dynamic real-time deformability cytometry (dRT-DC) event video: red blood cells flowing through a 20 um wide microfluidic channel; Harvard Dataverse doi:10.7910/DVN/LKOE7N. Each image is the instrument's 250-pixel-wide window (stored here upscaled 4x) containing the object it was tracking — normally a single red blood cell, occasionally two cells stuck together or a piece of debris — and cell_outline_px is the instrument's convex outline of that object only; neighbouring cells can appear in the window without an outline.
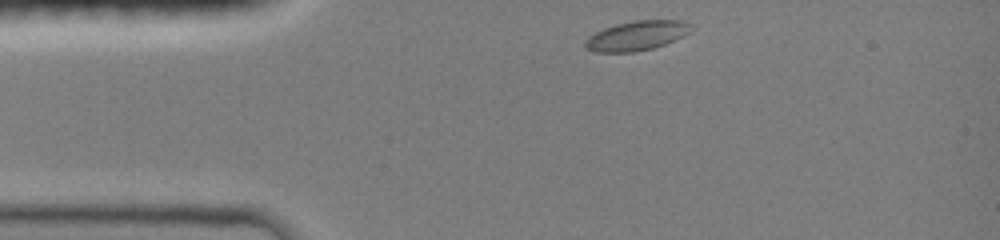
{"species": "common noctule bat (a hibernating species)", "species_latin": "Nyctalus noctula", "temperature_condition": "room temperature", "stored_images_in_passage": 34, "camera_frame_rate_fps": 3000, "um_per_image_px": 0.085, "animal": {"sex": "female", "body_mass_g": 19.0, "forearm_length_mm": 51.5}, "frame": {"image": 1, "passage_image": 1, "time_ms": 0.0, "image_size_px": [1000, 240], "cell_outline_px": [[696, 28], [692, 32], [684, 36], [664, 44], [652, 48], [632, 52], [596, 52], [588, 48], [584, 44], [584, 40], [588, 36], [604, 28], [616, 24], [636, 20], [680, 20]], "centroid_in_image_um": [54.15, 3.02], "position_along_channel_um": 30.9, "area_um2": 18.21}}
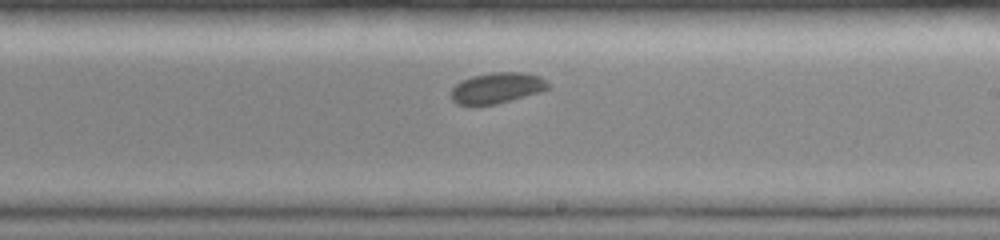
{"frame": {"image": 2, "passage_image": 20, "time_ms": 6.333, "image_size_px": [1000, 240], "cell_outline_px": [[548, 88], [540, 92], [496, 104], [456, 104], [452, 100], [452, 88], [456, 84], [472, 76], [492, 72], [520, 72], [540, 76], [548, 84]], "centroid_in_image_um": [42.24, 7.47], "position_along_channel_um": 246.8, "area_um2": 17.05}}
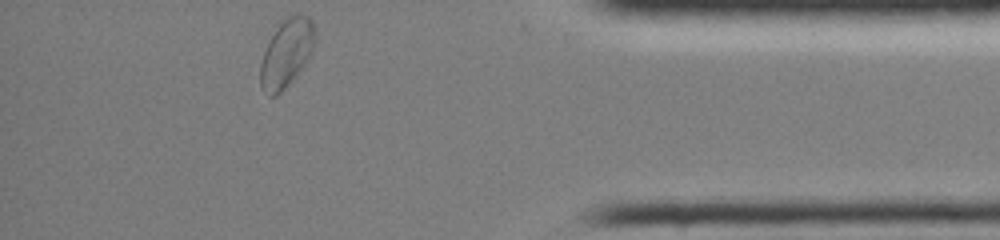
{"frame": {"image": 3, "passage_image": 34, "time_ms": 11.0, "image_size_px": [1000, 240], "cell_outline_px": [[316, 36], [312, 48], [304, 64], [292, 80], [276, 96], [268, 96], [260, 88], [260, 64], [264, 52], [276, 28], [288, 16], [296, 12], [300, 12], [308, 16], [312, 20], [316, 32]], "centroid_in_image_um": [24.35, 4.49], "position_along_channel_um": 410.8, "area_um2": 21.44}, "authors_computed_cell_mechanics": {"area_um2": 18.0914, "velocity_mm_per_s": 3.999, "shape_relaxation_time_tau1_ms": 2.2906, "shape_relaxation_time_tau2_ms": null, "deformation_change_tau1": 0.0817, "deformation_change_tau2": null}}